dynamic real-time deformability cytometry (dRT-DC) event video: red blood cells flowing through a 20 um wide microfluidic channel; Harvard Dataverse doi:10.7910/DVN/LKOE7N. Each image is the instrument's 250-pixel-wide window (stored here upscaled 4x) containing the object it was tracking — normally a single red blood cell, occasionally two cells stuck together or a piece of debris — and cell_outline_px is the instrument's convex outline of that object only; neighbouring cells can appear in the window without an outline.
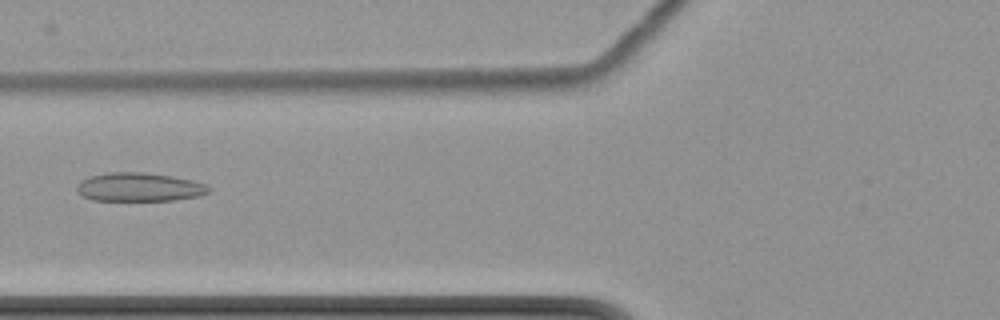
{"species": "common noctule bat (a hibernating species)", "species_latin": "Nyctalus noctula", "temperature_condition": "cold", "stored_images_in_passage": 9, "camera_frame_rate_fps": 3000, "um_per_image_px": 0.085, "animal": {"sex": "female", "body_mass_g": 22.7, "forearm_length_mm": 54.2}, "frame": {"image": 1, "passage_image": 6, "time_ms": 7.0, "image_size_px": [1000, 320], "cell_outline_px": [[212, 188], [208, 192], [200, 196], [172, 200], [92, 200], [76, 192], [76, 188], [80, 180], [92, 176], [108, 172], [140, 172], [172, 176], [192, 180], [204, 184]], "centroid_in_image_um": [11.83, 15.9], "position_along_channel_um": 114.0, "area_um2": 21.91}}
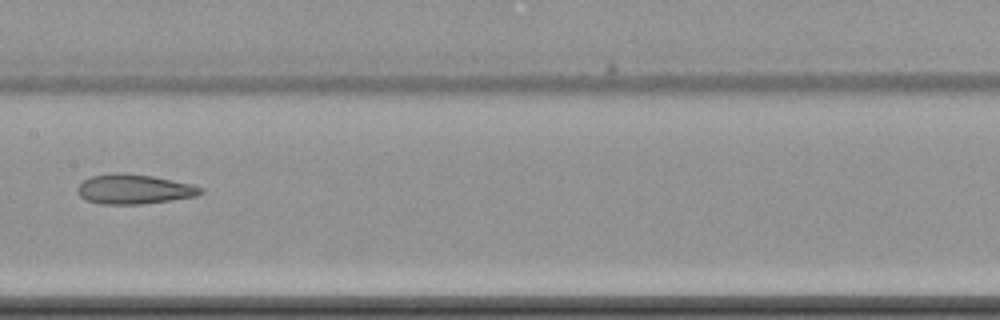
{"frame": {"image": 2, "passage_image": 8, "time_ms": 9.333, "image_size_px": [1000, 320], "cell_outline_px": [[204, 192], [196, 196], [140, 204], [100, 204], [84, 200], [76, 192], [76, 188], [84, 180], [92, 176], [112, 172], [120, 172], [152, 176], [192, 184], [204, 188]], "centroid_in_image_um": [11.36, 16.07], "position_along_channel_um": 196.0, "area_um2": 21.39}}
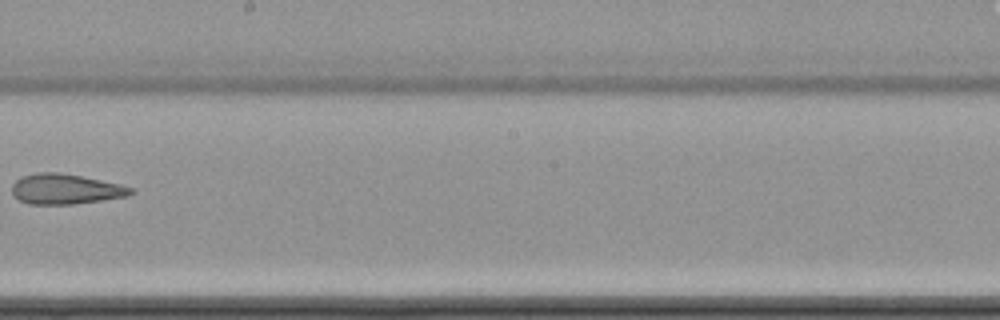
{"frame": {"image": 3, "passage_image": 9, "time_ms": 10.667, "image_size_px": [1000, 320], "cell_outline_px": [[136, 192], [128, 196], [72, 204], [28, 204], [16, 200], [12, 196], [12, 184], [20, 176], [36, 172], [56, 172], [80, 176], [120, 184], [136, 188]], "centroid_in_image_um": [5.54, 16.07], "position_along_channel_um": 242.7, "area_um2": 21.15}}